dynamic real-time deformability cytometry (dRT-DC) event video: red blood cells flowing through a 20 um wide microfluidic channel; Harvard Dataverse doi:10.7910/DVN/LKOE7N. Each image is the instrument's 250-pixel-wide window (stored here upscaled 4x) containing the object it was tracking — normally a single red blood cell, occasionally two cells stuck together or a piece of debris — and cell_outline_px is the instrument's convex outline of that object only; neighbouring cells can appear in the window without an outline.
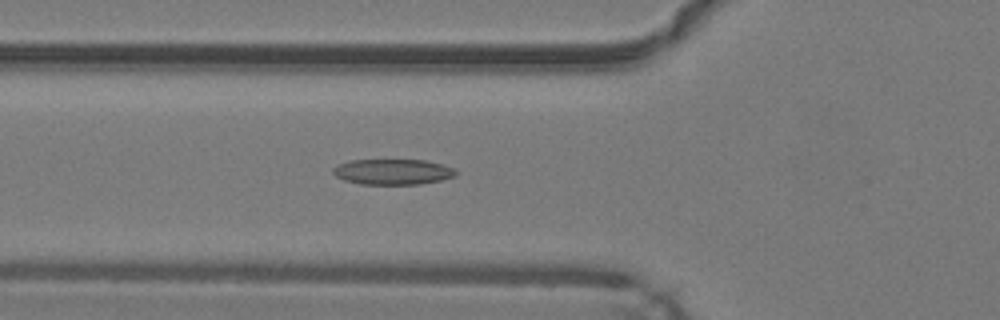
{"species": "common noctule bat (a hibernating species)", "species_latin": "Nyctalus noctula", "temperature_condition": "warm", "stored_images_in_passage": 33, "camera_frame_rate_fps": 3000, "um_per_image_px": 0.085, "animal": {"sex": "male", "body_mass_g": 19.2, "forearm_length_mm": 51.8}, "frame": {"image": 1, "passage_image": 2, "time_ms": 0.333, "image_size_px": [1000, 320], "cell_outline_px": [[456, 176], [440, 180], [420, 184], [360, 184], [344, 180], [336, 176], [332, 172], [332, 168], [340, 164], [352, 160], [424, 160], [456, 168]], "centroid_in_image_um": [33.39, 14.6], "position_along_channel_um": 92.4, "area_um2": 18.21}}
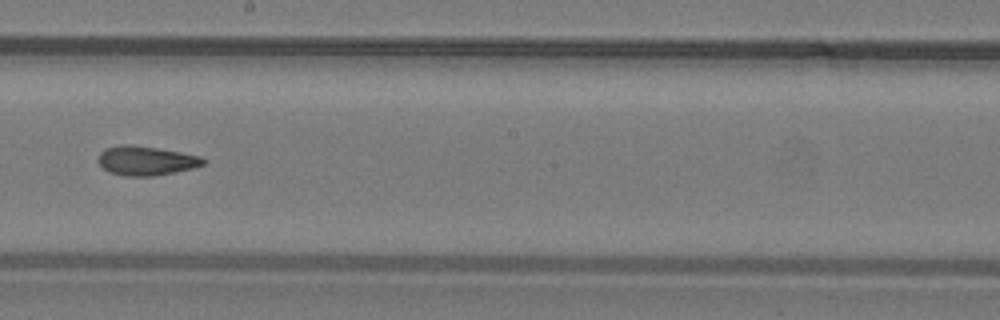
{"frame": {"image": 2, "passage_image": 12, "time_ms": 3.667, "image_size_px": [1000, 320], "cell_outline_px": [[208, 160], [204, 164], [192, 168], [152, 176], [124, 176], [108, 172], [96, 160], [100, 152], [104, 148], [124, 144], [128, 144], [156, 148], [180, 152], [200, 156]], "centroid_in_image_um": [12.38, 13.65], "position_along_channel_um": 235.8, "area_um2": 17.86}}
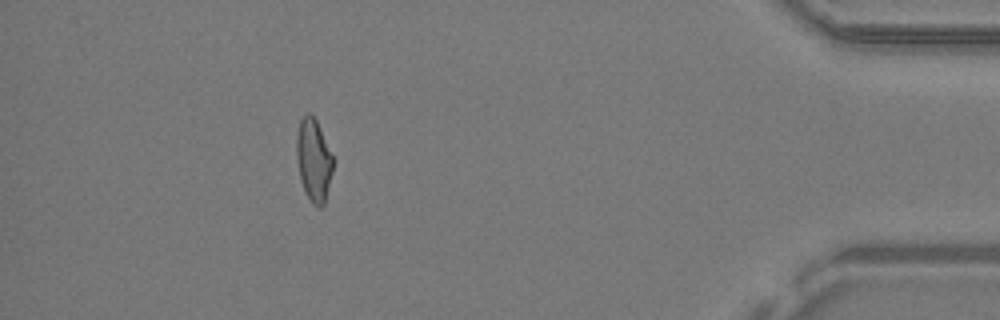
{"frame": {"image": 3, "passage_image": 28, "time_ms": 9.0, "image_size_px": [1000, 320], "cell_outline_px": [[332, 172], [324, 204], [320, 208], [312, 204], [300, 180], [296, 156], [296, 136], [300, 120], [308, 112], [312, 112], [316, 120], [332, 156]], "centroid_in_image_um": [26.63, 13.59], "position_along_channel_um": 408.6, "area_um2": 17.28}}